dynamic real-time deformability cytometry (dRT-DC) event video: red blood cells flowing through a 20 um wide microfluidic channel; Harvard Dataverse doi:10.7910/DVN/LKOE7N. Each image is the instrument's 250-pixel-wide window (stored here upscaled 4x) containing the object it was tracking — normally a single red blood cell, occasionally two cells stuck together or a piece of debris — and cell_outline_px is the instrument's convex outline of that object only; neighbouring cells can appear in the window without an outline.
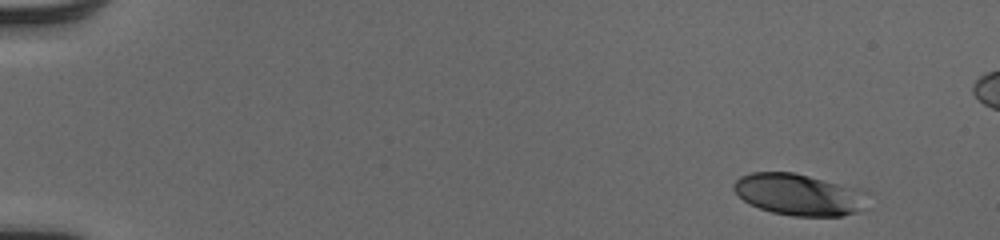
{"species": "human", "species_latin": "Homo sapiens", "temperature_condition": "cold", "stored_images_in_passage": 48, "camera_frame_rate_fps": 3000, "um_per_image_px": 0.085, "donor": {"sex": "male"}, "frame": {"image": 1, "passage_image": 1, "time_ms": 0.0, "image_size_px": [1000, 240], "cell_outline_px": [[856, 212], [840, 216], [792, 216], [772, 212], [760, 208], [744, 200], [732, 188], [732, 184], [740, 176], [752, 172], [792, 172], [824, 180], [836, 184], [844, 188], [856, 208]], "centroid_in_image_um": [67.47, 16.53], "position_along_channel_um": 17.5, "area_um2": 29.59}}
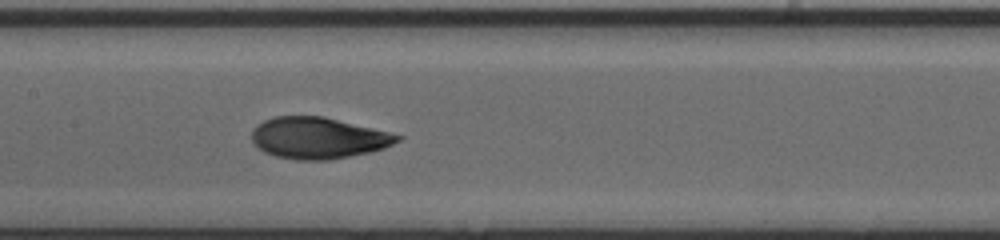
{"frame": {"image": 2, "passage_image": 24, "time_ms": 7.667, "image_size_px": [1000, 240], "cell_outline_px": [[404, 136], [400, 140], [384, 148], [372, 152], [328, 160], [296, 160], [276, 156], [264, 152], [252, 144], [252, 128], [256, 124], [264, 120], [276, 116], [324, 116]], "centroid_in_image_um": [27.01, 11.73], "position_along_channel_um": 180.4, "area_um2": 35.26}}
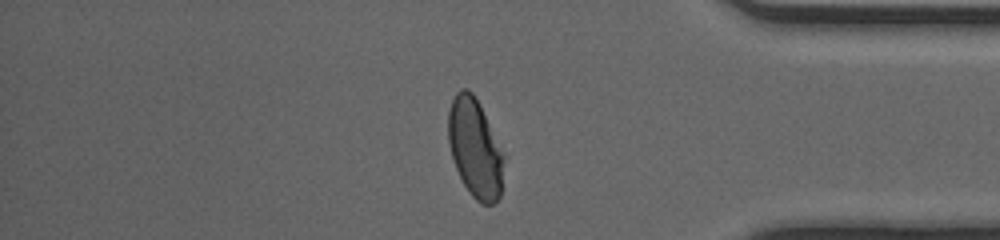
{"frame": {"image": 3, "passage_image": 41, "time_ms": 13.333, "image_size_px": [1000, 240], "cell_outline_px": [[504, 164], [500, 196], [492, 204], [480, 204], [468, 192], [456, 168], [448, 144], [448, 112], [452, 100], [456, 92], [460, 88], [468, 88], [472, 92], [480, 104], [504, 156]], "centroid_in_image_um": [40.36, 12.59], "position_along_channel_um": 394.8, "area_um2": 31.91}}